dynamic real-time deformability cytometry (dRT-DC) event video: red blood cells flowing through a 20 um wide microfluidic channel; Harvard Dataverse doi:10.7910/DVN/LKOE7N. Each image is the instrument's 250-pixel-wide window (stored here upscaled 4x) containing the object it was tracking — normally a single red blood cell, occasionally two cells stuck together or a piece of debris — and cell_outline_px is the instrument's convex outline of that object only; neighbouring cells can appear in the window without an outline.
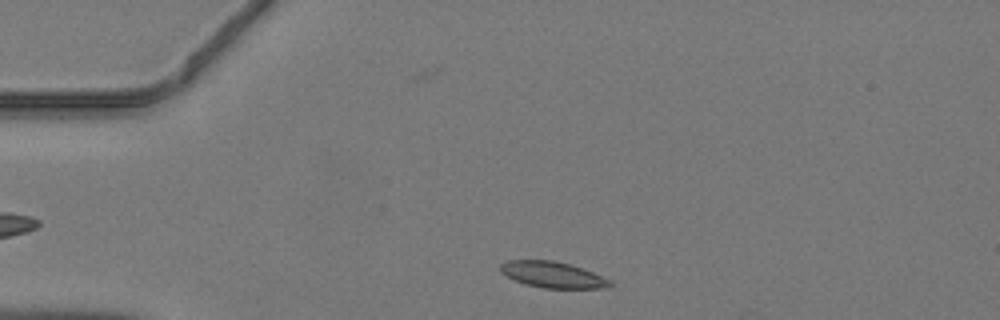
{"species": "common noctule bat (a hibernating species)", "species_latin": "Nyctalus noctula", "temperature_condition": "warm", "stored_images_in_passage": 6, "camera_frame_rate_fps": 3000, "um_per_image_px": 0.085, "animal": {"sex": "male", "body_mass_g": 19.2, "forearm_length_mm": 51.8}, "frame": {"image": 1, "passage_image": 2, "time_ms": 0.333, "image_size_px": [1000, 320], "cell_outline_px": [[612, 284], [608, 288], [544, 288], [524, 284], [500, 272], [500, 264], [508, 260], [552, 260], [572, 264], [592, 272], [608, 280]], "centroid_in_image_um": [46.95, 23.34], "position_along_channel_um": 38.1, "area_um2": 16.53}}